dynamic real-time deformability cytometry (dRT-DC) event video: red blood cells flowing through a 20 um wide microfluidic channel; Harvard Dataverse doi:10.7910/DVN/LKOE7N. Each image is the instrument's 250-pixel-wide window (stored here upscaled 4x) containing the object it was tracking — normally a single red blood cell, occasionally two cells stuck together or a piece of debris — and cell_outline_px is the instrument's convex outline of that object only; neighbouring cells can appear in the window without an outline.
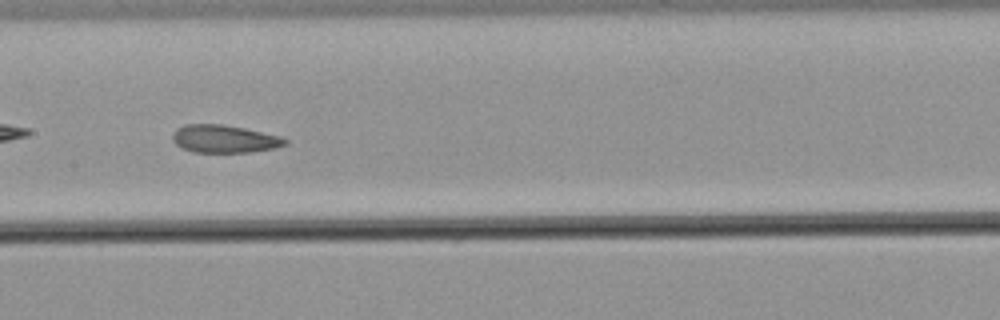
{"species": "common noctule bat (a hibernating species)", "species_latin": "Nyctalus noctula", "temperature_condition": "warm", "stored_images_in_passage": 49, "camera_frame_rate_fps": 3000, "um_per_image_px": 0.085, "animal": {"sex": "male", "body_mass_g": 21.5, "forearm_length_mm": 52.0}, "frame": {"image": 1, "passage_image": 22, "time_ms": 7.0, "image_size_px": [1000, 320], "cell_outline_px": [[288, 144], [276, 148], [248, 152], [192, 152], [176, 144], [172, 140], [172, 136], [176, 128], [184, 124], [224, 124], [244, 128], [280, 136], [288, 140]], "centroid_in_image_um": [19.07, 11.8], "position_along_channel_um": 188.3, "area_um2": 18.26}}